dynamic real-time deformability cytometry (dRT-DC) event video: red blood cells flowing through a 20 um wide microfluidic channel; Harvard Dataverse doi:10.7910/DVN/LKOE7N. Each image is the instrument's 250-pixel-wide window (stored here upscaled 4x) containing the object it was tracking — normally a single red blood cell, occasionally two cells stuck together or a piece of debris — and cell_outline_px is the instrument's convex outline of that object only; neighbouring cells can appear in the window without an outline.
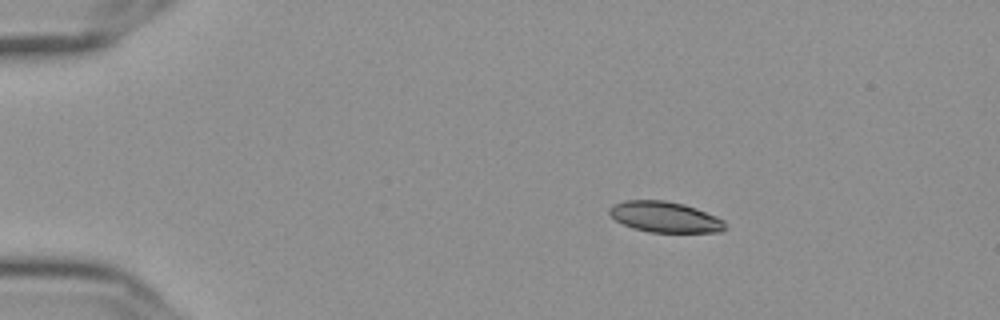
{"species": "Egyptian fruit bat (a non-hibernating species)", "species_latin": "Rousettus aegyptiacus", "temperature_condition": "cold", "stored_images_in_passage": 47, "camera_frame_rate_fps": 3000, "um_per_image_px": 0.085, "frame": {"image": 1, "passage_image": 1, "time_ms": 0.0, "image_size_px": [1000, 320], "cell_outline_px": [[728, 228], [720, 232], [648, 232], [632, 228], [616, 220], [608, 212], [608, 208], [612, 204], [624, 200], [664, 200], [684, 204], [696, 208], [716, 216], [724, 220]], "centroid_in_image_um": [56.52, 18.44], "position_along_channel_um": 28.5, "area_um2": 20.92}}
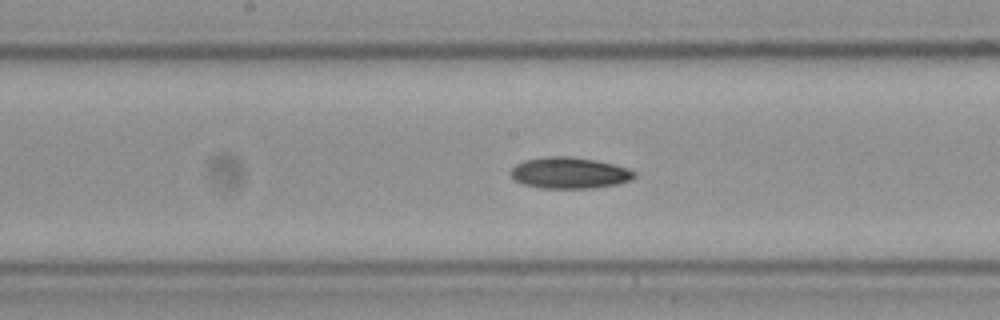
{"frame": {"image": 2, "passage_image": 21, "time_ms": 6.667, "image_size_px": [1000, 320], "cell_outline_px": [[636, 176], [632, 180], [616, 184], [592, 188], [540, 188], [524, 184], [516, 180], [512, 176], [512, 168], [516, 164], [524, 160], [544, 156], [572, 156], [596, 160], [628, 168], [636, 172]], "centroid_in_image_um": [48.43, 14.69], "position_along_channel_um": 199.8, "area_um2": 22.54}}
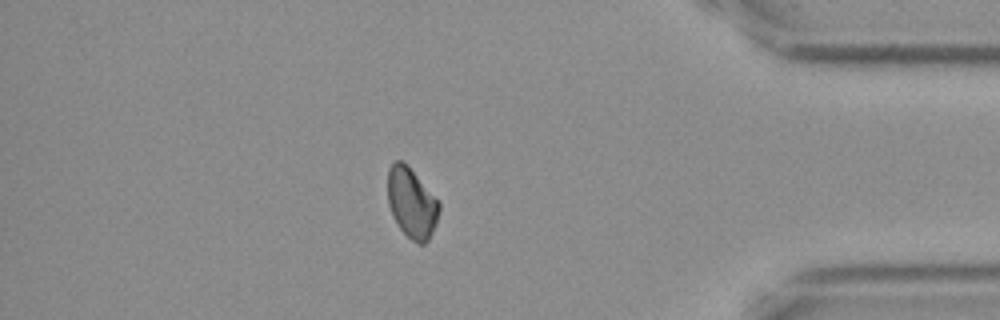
{"frame": {"image": 3, "passage_image": 40, "time_ms": 13.0, "image_size_px": [1000, 320], "cell_outline_px": [[440, 208], [436, 224], [428, 240], [424, 244], [416, 244], [396, 224], [392, 216], [388, 204], [388, 168], [396, 160], [400, 160], [408, 164], [440, 200]], "centroid_in_image_um": [35.01, 17.22], "position_along_channel_um": 400.2, "area_um2": 21.44}, "authors_computed_cell_mechanics": {"area_um2": 21.5016, "velocity_mm_per_s": 3.6461, "shape_relaxation_time_tau1_ms": 5.0714, "shape_relaxation_time_tau2_ms": null, "deformation_change_tau1": 0.0931, "deformation_change_tau2": null}}